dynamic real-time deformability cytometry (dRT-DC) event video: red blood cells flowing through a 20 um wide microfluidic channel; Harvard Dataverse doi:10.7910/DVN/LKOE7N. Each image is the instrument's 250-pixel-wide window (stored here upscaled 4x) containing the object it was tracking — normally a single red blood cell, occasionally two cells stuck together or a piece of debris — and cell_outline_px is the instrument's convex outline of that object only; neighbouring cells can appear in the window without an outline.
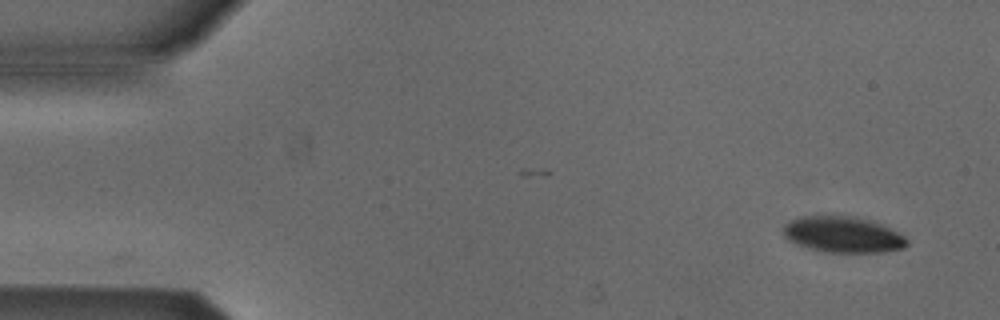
{"species": "Egyptian fruit bat (a non-hibernating species)", "species_latin": "Rousettus aegyptiacus", "temperature_condition": "cold", "stored_images_in_passage": 5, "camera_frame_rate_fps": 3000, "um_per_image_px": 0.085, "animal": {"sex": "male"}, "frame": {"image": 1, "passage_image": 1, "time_ms": 0.0, "image_size_px": [1000, 320], "cell_outline_px": [[908, 244], [904, 248], [884, 252], [824, 252], [808, 248], [796, 244], [788, 240], [784, 236], [784, 224], [788, 220], [800, 216], [828, 212], [856, 216], [880, 224], [904, 236], [908, 240]], "centroid_in_image_um": [71.57, 19.89], "position_along_channel_um": 13.4, "area_um2": 26.76}}
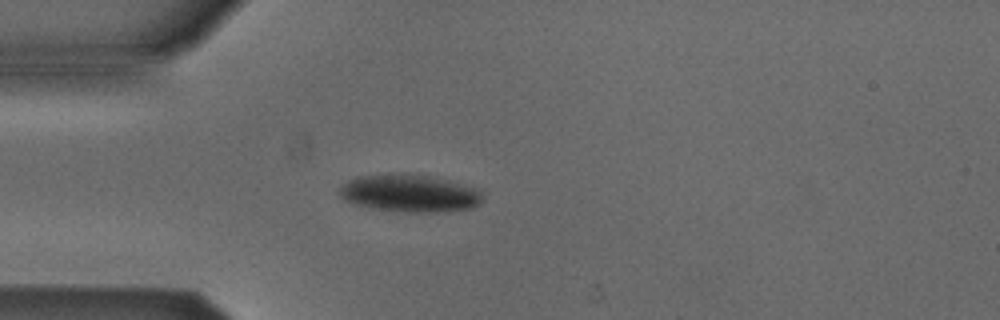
{"frame": {"image": 2, "passage_image": 4, "time_ms": 1.0, "image_size_px": [1000, 320], "cell_outline_px": [[480, 204], [472, 208], [444, 212], [408, 212], [372, 208], [352, 204], [344, 200], [336, 192], [340, 184], [356, 176], [388, 172], [408, 172], [428, 176], [476, 188], [480, 192]], "centroid_in_image_um": [34.69, 16.41], "position_along_channel_um": 50.3, "area_um2": 31.85}}